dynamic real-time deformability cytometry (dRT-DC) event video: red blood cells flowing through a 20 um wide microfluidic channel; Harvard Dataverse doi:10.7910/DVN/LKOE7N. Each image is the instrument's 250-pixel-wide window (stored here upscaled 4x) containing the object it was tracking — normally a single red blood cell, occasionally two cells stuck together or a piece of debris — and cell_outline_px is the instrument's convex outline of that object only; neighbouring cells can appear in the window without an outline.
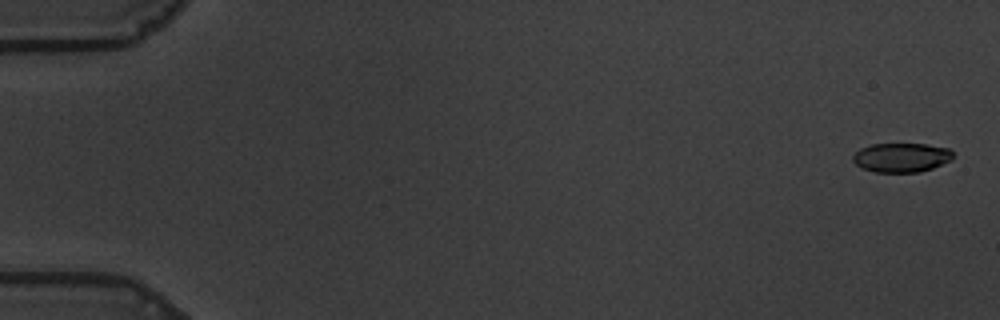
{"species": "common noctule bat (a hibernating species)", "species_latin": "Nyctalus noctula", "temperature_condition": "warm", "stored_images_in_passage": 58, "camera_frame_rate_fps": 3000, "um_per_image_px": 0.085, "animal": {"sex": "male", "body_mass_g": 19.5, "forearm_length_mm": 54.6}, "frame": {"image": 1, "passage_image": 1, "time_ms": 0.0, "image_size_px": [1000, 320], "cell_outline_px": [[952, 160], [932, 168], [920, 172], [876, 172], [860, 168], [852, 160], [852, 156], [860, 148], [872, 144], [928, 144], [948, 148], [952, 152]], "centroid_in_image_um": [76.6, 13.39], "position_along_channel_um": 8.4, "area_um2": 17.11}}
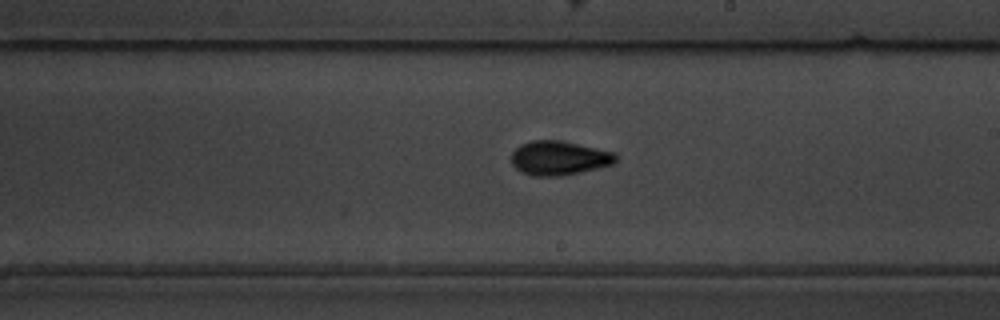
{"frame": {"image": 2, "passage_image": 34, "time_ms": 11.0, "image_size_px": [1000, 320], "cell_outline_px": [[616, 160], [612, 164], [564, 176], [532, 176], [520, 172], [512, 164], [512, 152], [520, 144], [532, 140], [560, 140], [616, 152]], "centroid_in_image_um": [47.5, 13.43], "position_along_channel_um": 241.5, "area_um2": 20.87}}
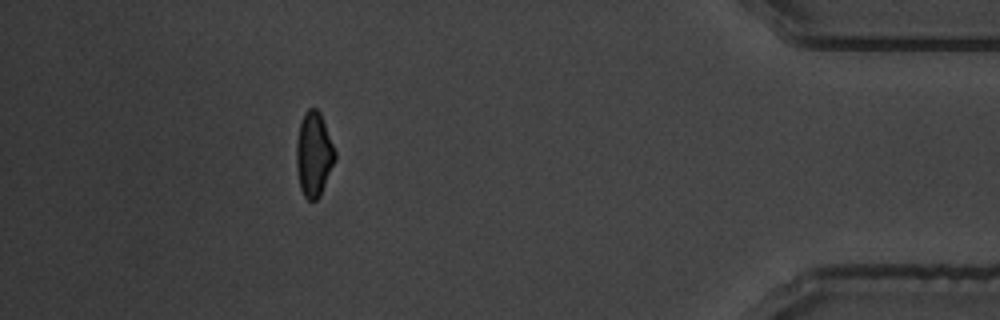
{"frame": {"image": 3, "passage_image": 52, "time_ms": 17.0, "image_size_px": [1000, 320], "cell_outline_px": [[336, 160], [320, 196], [316, 200], [308, 200], [304, 196], [300, 188], [296, 168], [296, 144], [300, 124], [304, 112], [308, 108], [316, 108], [320, 112], [336, 152]], "centroid_in_image_um": [26.67, 13.13], "position_along_channel_um": 408.5, "area_um2": 19.13}, "authors_computed_cell_mechanics": {"area_um2": 19.1607, "velocity_mm_per_s": 3.5692, "shape_relaxation_time_tau1_ms": 3.6062, "shape_relaxation_time_tau2_ms": 1.6545, "deformation_change_tau1": 0.1478, "deformation_change_tau2": 0.0773}}